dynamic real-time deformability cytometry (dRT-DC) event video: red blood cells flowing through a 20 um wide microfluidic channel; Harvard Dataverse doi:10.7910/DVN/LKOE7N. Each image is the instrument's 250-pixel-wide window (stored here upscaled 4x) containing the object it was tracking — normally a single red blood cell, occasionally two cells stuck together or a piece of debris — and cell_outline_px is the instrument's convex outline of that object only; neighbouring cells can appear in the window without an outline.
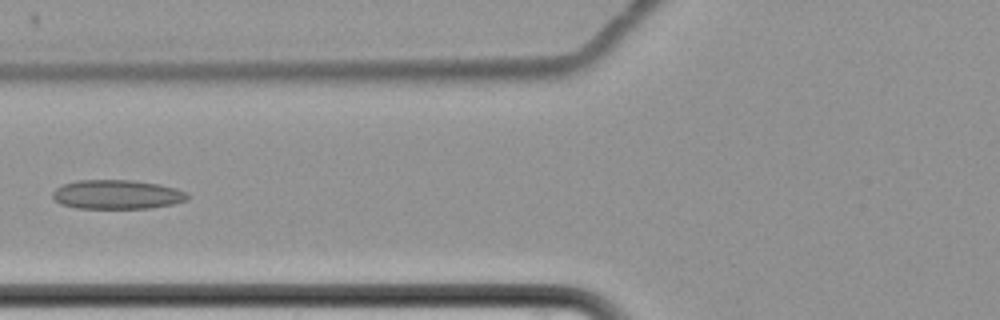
{"species": "common noctule bat (a hibernating species)", "species_latin": "Nyctalus noctula", "temperature_condition": "cold", "stored_images_in_passage": 8, "camera_frame_rate_fps": 3000, "um_per_image_px": 0.085, "animal": {"sex": "female", "body_mass_g": 22.7, "forearm_length_mm": 54.2}, "frame": {"image": 1, "passage_image": 8, "time_ms": 9.333, "image_size_px": [1000, 320], "cell_outline_px": [[188, 200], [172, 204], [152, 208], [76, 208], [60, 204], [52, 196], [52, 192], [56, 188], [64, 184], [76, 180], [132, 180], [160, 184], [176, 188], [188, 192]], "centroid_in_image_um": [9.96, 16.53], "position_along_channel_um": 115.8, "area_um2": 23.06}}